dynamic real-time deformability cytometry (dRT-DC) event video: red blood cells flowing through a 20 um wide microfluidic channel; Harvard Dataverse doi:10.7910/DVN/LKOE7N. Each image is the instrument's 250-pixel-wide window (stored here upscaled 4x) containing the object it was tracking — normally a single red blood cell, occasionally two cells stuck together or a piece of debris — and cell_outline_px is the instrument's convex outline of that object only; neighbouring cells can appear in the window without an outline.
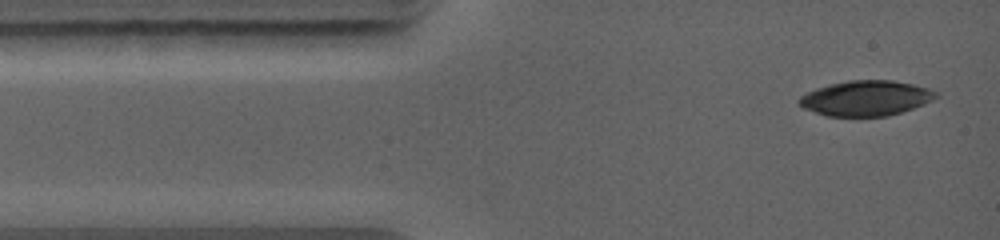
{"species": "common noctule bat (a hibernating species)", "species_latin": "Nyctalus noctula", "temperature_condition": "warm", "stored_images_in_passage": 2, "camera_frame_rate_fps": 5000, "um_per_image_px": 0.085, "animal": {"sex": "female", "body_mass_g": 19.0, "forearm_length_mm": 56.7}, "frame": {"image": 1, "passage_image": 1, "time_ms": 0.0, "image_size_px": [1000, 240], "cell_outline_px": [[940, 96], [924, 104], [888, 116], [828, 116], [800, 108], [796, 104], [796, 100], [800, 96], [816, 88], [828, 84], [848, 80], [892, 80], [912, 84], [928, 88], [940, 92]], "centroid_in_image_um": [73.57, 8.34], "position_along_channel_um": 11.4, "area_um2": 28.38}}